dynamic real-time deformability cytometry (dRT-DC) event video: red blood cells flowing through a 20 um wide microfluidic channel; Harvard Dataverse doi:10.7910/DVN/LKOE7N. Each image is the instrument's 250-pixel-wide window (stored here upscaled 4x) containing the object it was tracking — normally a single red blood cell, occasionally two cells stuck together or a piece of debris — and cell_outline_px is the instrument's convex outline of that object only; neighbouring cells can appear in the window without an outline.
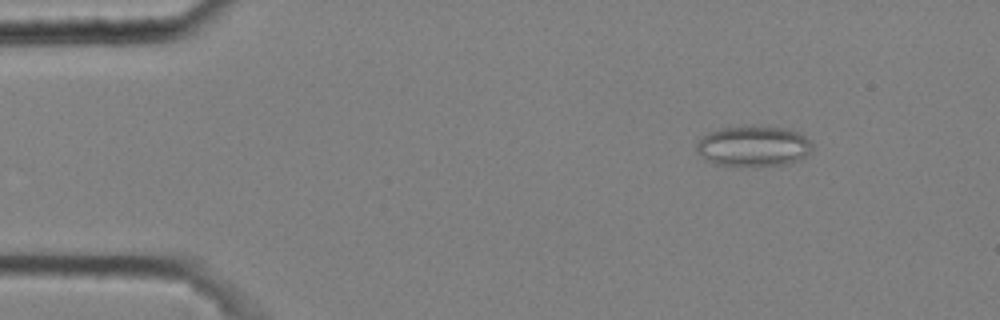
{"species": "common noctule bat (a hibernating species)", "species_latin": "Nyctalus noctula", "temperature_condition": "cold", "stored_images_in_passage": 51, "camera_frame_rate_fps": 3000, "um_per_image_px": 0.085, "animal": {"sex": "male", "body_mass_g": 20.4}, "frame": {"image": 1, "passage_image": 7, "time_ms": 2.0, "image_size_px": [1000, 320], "cell_outline_px": [[812, 148], [800, 160], [788, 164], [716, 164], [704, 160], [696, 152], [696, 144], [708, 132], [720, 128], [748, 124], [760, 124], [784, 128], [800, 132], [812, 144]], "centroid_in_image_um": [64.02, 12.36], "position_along_channel_um": 21.0, "area_um2": 27.46}}
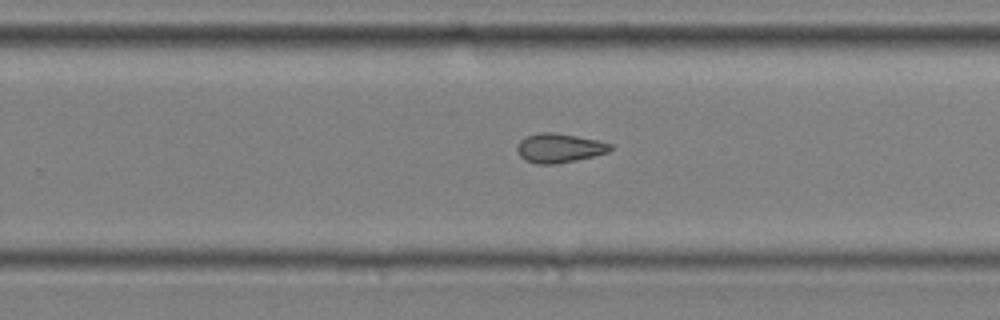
{"frame": {"image": 2, "passage_image": 35, "time_ms": 11.333, "image_size_px": [1000, 320], "cell_outline_px": [[612, 148], [608, 152], [576, 160], [556, 164], [536, 164], [524, 160], [520, 156], [516, 148], [520, 140], [528, 136], [540, 132], [552, 132], [576, 136], [596, 140], [612, 144]], "centroid_in_image_um": [47.51, 12.59], "position_along_channel_um": 282.3, "area_um2": 15.72}}
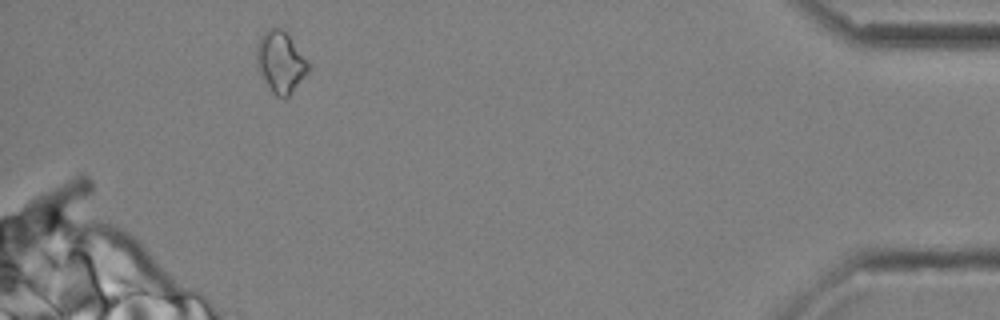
{"frame": {"image": 3, "passage_image": 50, "time_ms": 16.333, "image_size_px": [1000, 320], "cell_outline_px": [[308, 72], [288, 96], [284, 100], [276, 96], [272, 92], [260, 72], [256, 64], [256, 48], [260, 36], [268, 28], [280, 28], [288, 36], [308, 64]], "centroid_in_image_um": [23.8, 5.3], "position_along_channel_um": 411.4, "area_um2": 17.86}, "authors_computed_cell_mechanics": {"area_um2": 16.2418, "velocity_mm_per_s": 3.62, "shape_relaxation_time_tau1_ms": null, "shape_relaxation_time_tau2_ms": 6.426, "deformation_change_tau1": null, "deformation_change_tau2": 0.1232}}